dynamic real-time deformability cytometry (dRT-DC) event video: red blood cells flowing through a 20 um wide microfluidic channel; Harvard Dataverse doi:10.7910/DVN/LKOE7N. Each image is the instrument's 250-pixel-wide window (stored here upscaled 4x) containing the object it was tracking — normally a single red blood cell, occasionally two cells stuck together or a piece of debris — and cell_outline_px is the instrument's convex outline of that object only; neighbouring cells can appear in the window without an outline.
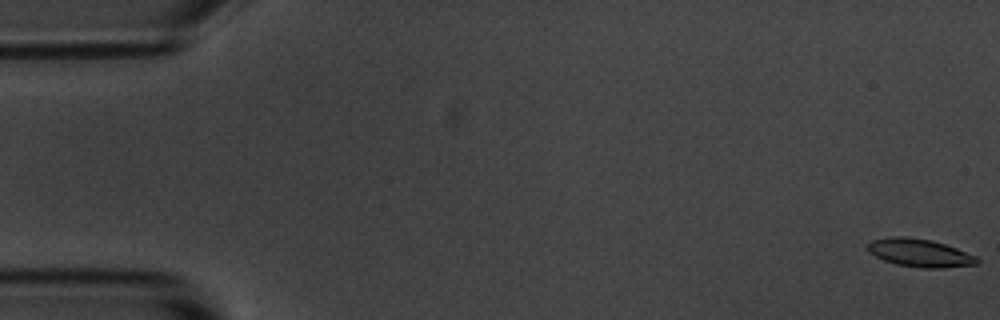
{"species": "common noctule bat (a hibernating species)", "species_latin": "Nyctalus noctula", "temperature_condition": "room temperature", "stored_images_in_passage": 8, "camera_frame_rate_fps": 3000, "um_per_image_px": 0.085, "animal": {"sex": "male", "body_mass_g": 20.1, "forearm_length_mm": 53.5}, "frame": {"image": 1, "passage_image": 1, "time_ms": 0.0, "image_size_px": [1000, 320], "cell_outline_px": [[980, 260], [976, 264], [940, 268], [924, 268], [896, 264], [884, 260], [868, 252], [868, 244], [872, 240], [892, 236], [904, 236], [932, 240], [956, 248], [976, 256]], "centroid_in_image_um": [78.17, 21.49], "position_along_channel_um": 6.8, "area_um2": 17.69}}
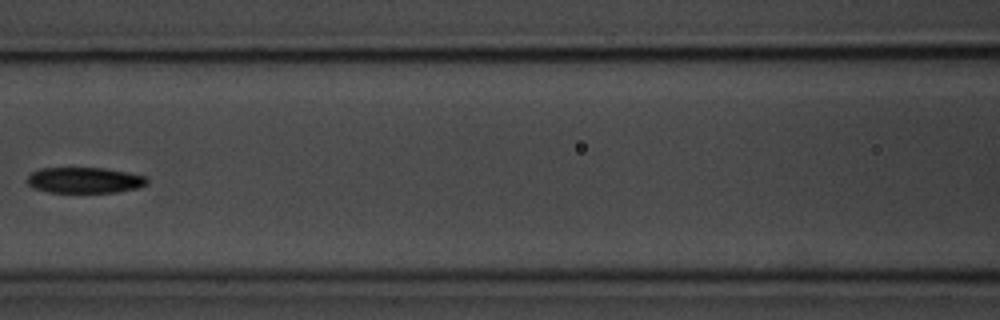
{"frame": {"image": 2, "passage_image": 7, "time_ms": 8.0, "image_size_px": [1000, 320], "cell_outline_px": [[148, 184], [136, 188], [116, 192], [48, 192], [36, 188], [28, 184], [28, 176], [32, 172], [40, 168], [104, 168], [128, 172], [144, 176], [148, 180]], "centroid_in_image_um": [7.2, 15.31], "position_along_channel_um": 159.4, "area_um2": 17.86}}
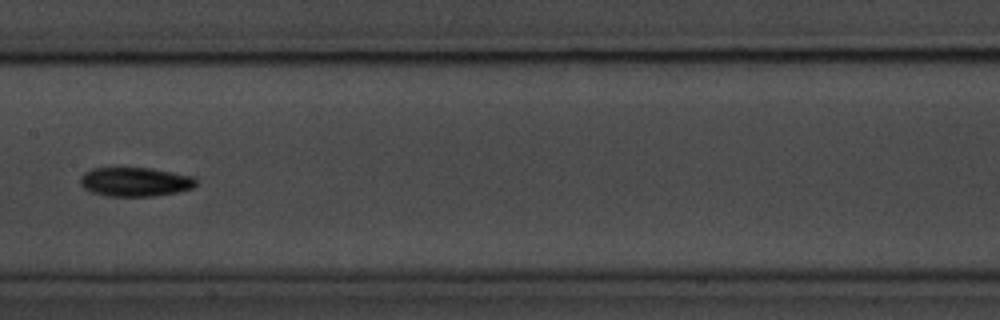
{"frame": {"image": 3, "passage_image": 8, "time_ms": 9.0, "image_size_px": [1000, 320], "cell_outline_px": [[196, 184], [192, 188], [176, 192], [152, 196], [108, 196], [92, 192], [84, 188], [80, 184], [80, 176], [84, 172], [92, 168], [152, 168], [196, 176]], "centroid_in_image_um": [11.49, 15.44], "position_along_channel_um": 195.9, "area_um2": 19.71}}